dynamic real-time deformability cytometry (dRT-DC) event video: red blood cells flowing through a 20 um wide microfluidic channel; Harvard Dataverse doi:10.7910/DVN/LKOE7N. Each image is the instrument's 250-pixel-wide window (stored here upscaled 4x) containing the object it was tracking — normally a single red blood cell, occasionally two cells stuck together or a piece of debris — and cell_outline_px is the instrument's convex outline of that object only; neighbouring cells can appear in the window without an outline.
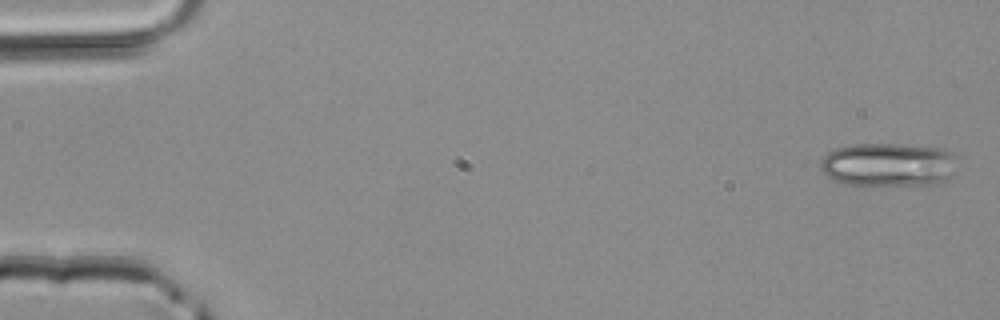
{"species": "common noctule bat (a hibernating species)", "species_latin": "Nyctalus noctula", "temperature_condition": "room temperature", "stored_images_in_passage": 4, "segment_of_instrument_passage": [2, 2], "camera_frame_rate_fps": 3000, "um_per_image_px": 0.085, "animal": {"sex": "male", "body_mass_g": 20.4}, "frame": {"image": 1, "passage_image": 4, "time_ms": 1.0, "image_size_px": [1000, 320], "cell_outline_px": [[952, 156], [948, 176], [940, 184], [844, 184], [832, 180], [820, 168], [820, 160], [828, 152], [836, 148], [852, 144], [900, 144], [948, 148], [952, 152]], "centroid_in_image_um": [75.42, 13.97], "position_along_channel_um": 9.6, "area_um2": 34.22}}